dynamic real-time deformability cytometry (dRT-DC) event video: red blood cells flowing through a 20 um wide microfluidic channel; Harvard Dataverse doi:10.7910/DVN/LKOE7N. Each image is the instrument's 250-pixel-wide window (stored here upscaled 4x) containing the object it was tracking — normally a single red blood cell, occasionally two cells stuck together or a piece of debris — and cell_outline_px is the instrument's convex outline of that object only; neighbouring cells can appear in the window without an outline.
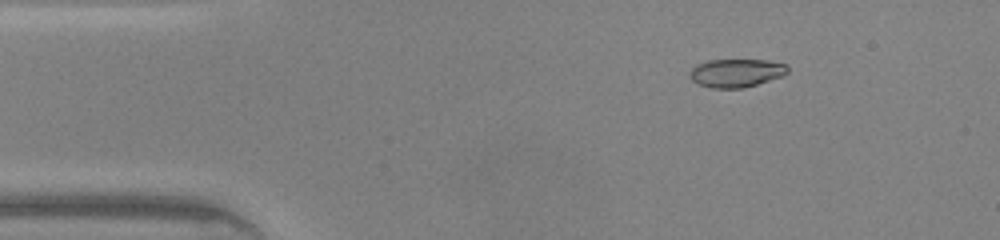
{"species": "common noctule bat (a hibernating species)", "species_latin": "Nyctalus noctula", "temperature_condition": "warm", "stored_images_in_passage": 45, "camera_frame_rate_fps": 3000, "um_per_image_px": 0.085, "animal": {"sex": "male", "body_mass_g": 20.0, "forearm_length_mm": 53.3}, "frame": {"image": 1, "passage_image": 6, "time_ms": 1.667, "image_size_px": [1000, 240], "cell_outline_px": [[788, 72], [784, 76], [744, 88], [712, 88], [696, 84], [688, 76], [688, 72], [696, 64], [708, 60], [768, 60], [788, 64]], "centroid_in_image_um": [62.57, 6.2], "position_along_channel_um": 22.4, "area_um2": 16.47}}
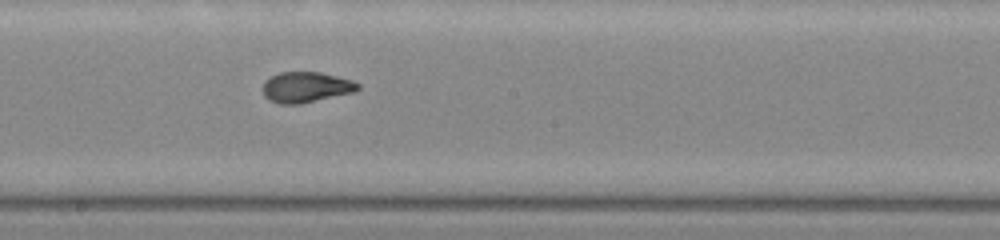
{"frame": {"image": 2, "passage_image": 24, "time_ms": 7.667, "image_size_px": [1000, 240], "cell_outline_px": [[360, 88], [352, 92], [300, 104], [280, 104], [268, 100], [264, 96], [264, 80], [280, 72], [320, 72], [352, 80], [360, 84]], "centroid_in_image_um": [25.99, 7.41], "position_along_channel_um": 222.2, "area_um2": 16.82}}
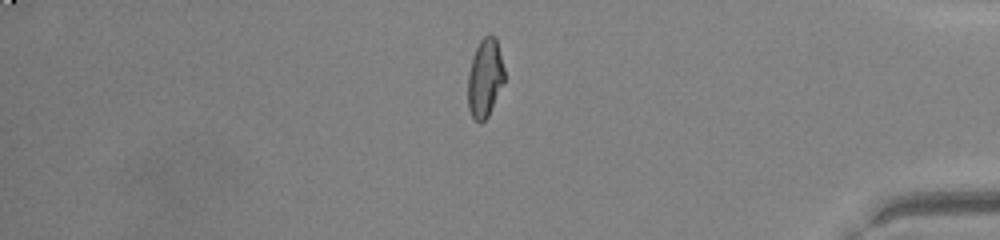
{"frame": {"image": 3, "passage_image": 38, "time_ms": 12.333, "image_size_px": [1000, 240], "cell_outline_px": [[504, 84], [488, 116], [480, 124], [472, 116], [468, 108], [468, 72], [472, 56], [480, 40], [484, 36], [496, 36], [504, 68]], "centroid_in_image_um": [41.22, 6.63], "position_along_channel_um": 394.0, "area_um2": 16.82}, "authors_computed_cell_mechanics": {"area_um2": 16.9354, "velocity_mm_per_s": 4.4283, "shape_relaxation_time_tau1_ms": 8.4161, "shape_relaxation_time_tau2_ms": 1.1587, "deformation_change_tau1": 0.2844, "deformation_change_tau2": 0.0639}}